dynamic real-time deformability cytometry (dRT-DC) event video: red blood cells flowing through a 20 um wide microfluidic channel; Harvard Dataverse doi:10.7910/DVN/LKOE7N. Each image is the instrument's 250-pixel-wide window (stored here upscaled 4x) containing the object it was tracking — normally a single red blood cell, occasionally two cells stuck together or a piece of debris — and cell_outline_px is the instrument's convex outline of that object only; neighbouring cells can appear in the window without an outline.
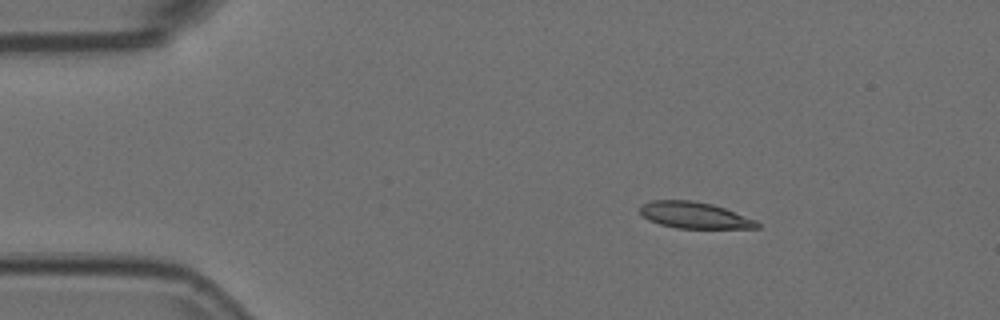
{"species": "Egyptian fruit bat (a non-hibernating species)", "species_latin": "Rousettus aegyptiacus", "temperature_condition": "room temperature", "stored_images_in_passage": 5, "segment_of_instrument_passage": [1, 2], "camera_frame_rate_fps": 3000, "um_per_image_px": 0.085, "animal": {"sex": "female"}, "frame": {"image": 1, "passage_image": 2, "time_ms": 0.333, "image_size_px": [1000, 320], "cell_outline_px": [[760, 228], [676, 228], [660, 224], [648, 220], [640, 212], [640, 204], [652, 200], [692, 200], [712, 204], [724, 208], [756, 220], [760, 224]], "centroid_in_image_um": [59.01, 18.29], "position_along_channel_um": 26.0, "area_um2": 17.98}}